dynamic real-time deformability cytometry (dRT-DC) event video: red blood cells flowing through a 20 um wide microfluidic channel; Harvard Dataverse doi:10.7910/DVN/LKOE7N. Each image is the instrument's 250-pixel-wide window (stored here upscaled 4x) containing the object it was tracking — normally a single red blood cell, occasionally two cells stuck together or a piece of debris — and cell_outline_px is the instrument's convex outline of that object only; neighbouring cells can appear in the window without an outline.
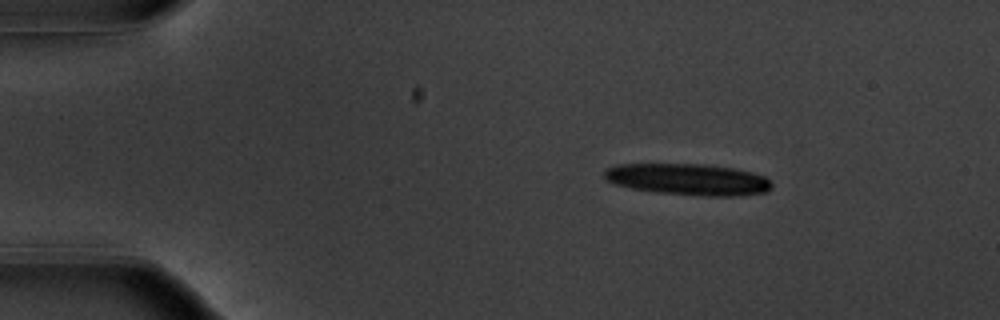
{"species": "common noctule bat (a hibernating species)", "species_latin": "Nyctalus noctula", "temperature_condition": "warm", "stored_images_in_passage": 27, "camera_frame_rate_fps": 3000, "um_per_image_px": 0.085, "animal": {"sex": "male", "body_mass_g": 20.1, "forearm_length_mm": 53.5}, "frame": {"image": 1, "passage_image": 8, "time_ms": 2.333, "image_size_px": [1000, 320], "cell_outline_px": [[772, 188], [768, 192], [740, 196], [708, 196], [656, 192], [632, 188], [616, 184], [604, 180], [604, 168], [616, 164], [704, 164], [732, 168], [752, 172], [764, 176], [772, 184]], "centroid_in_image_um": [58.48, 15.25], "position_along_channel_um": 26.5, "area_um2": 30.87}}